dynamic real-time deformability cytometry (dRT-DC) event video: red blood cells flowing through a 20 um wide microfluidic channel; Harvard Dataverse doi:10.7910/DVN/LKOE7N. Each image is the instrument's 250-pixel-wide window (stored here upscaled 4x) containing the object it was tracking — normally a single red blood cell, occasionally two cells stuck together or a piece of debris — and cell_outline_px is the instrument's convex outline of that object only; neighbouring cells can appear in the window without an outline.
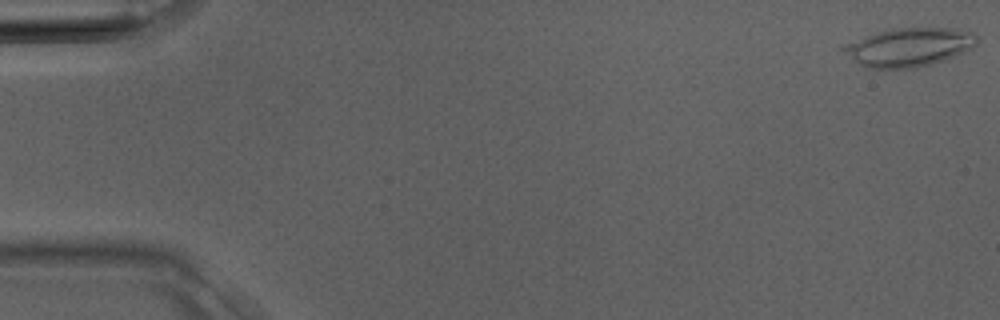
{"species": "Egyptian fruit bat (a non-hibernating species)", "species_latin": "Rousettus aegyptiacus", "temperature_condition": "room temperature", "stored_images_in_passage": 12, "camera_frame_rate_fps": 3000, "um_per_image_px": 0.085, "animal": {"sex": "male"}, "frame": {"image": 1, "passage_image": 1, "time_ms": 0.0, "image_size_px": [1000, 320], "cell_outline_px": [[980, 40], [972, 48], [944, 60], [932, 64], [916, 68], [868, 68], [860, 64], [840, 48], [840, 44], [892, 28], [948, 28], [972, 32]], "centroid_in_image_um": [77.26, 4.0], "position_along_channel_um": 7.7, "area_um2": 29.82}}